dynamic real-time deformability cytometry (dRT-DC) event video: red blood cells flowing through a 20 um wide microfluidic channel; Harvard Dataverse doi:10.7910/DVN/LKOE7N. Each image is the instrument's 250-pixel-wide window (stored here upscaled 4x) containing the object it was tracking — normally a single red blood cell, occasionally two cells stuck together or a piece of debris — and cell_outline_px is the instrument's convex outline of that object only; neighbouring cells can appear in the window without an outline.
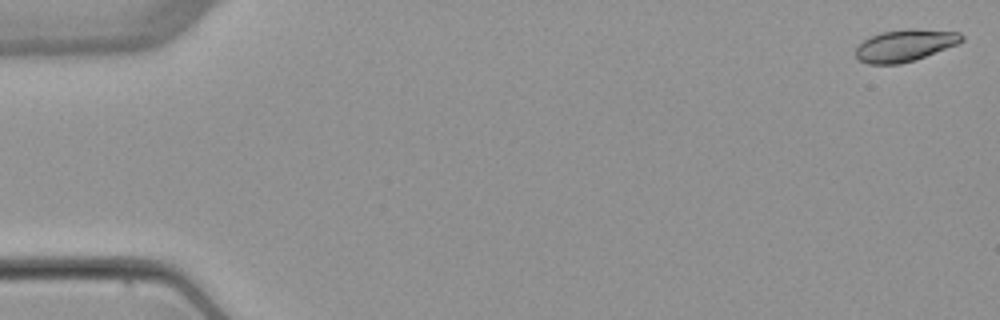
{"species": "common noctule bat (a hibernating species)", "species_latin": "Nyctalus noctula", "temperature_condition": "warm", "stored_images_in_passage": 6, "camera_frame_rate_fps": 3000, "um_per_image_px": 0.085, "animal": {"sex": "female", "body_mass_g": 22.7, "forearm_length_mm": 54.2}, "frame": {"image": 1, "passage_image": 1, "time_ms": 0.0, "image_size_px": [1000, 320], "cell_outline_px": [[964, 40], [956, 44], [916, 60], [900, 64], [868, 64], [860, 60], [856, 56], [856, 48], [864, 40], [880, 32], [908, 28], [916, 28], [960, 32], [964, 36]], "centroid_in_image_um": [76.94, 3.85], "position_along_channel_um": 8.1, "area_um2": 19.77}}